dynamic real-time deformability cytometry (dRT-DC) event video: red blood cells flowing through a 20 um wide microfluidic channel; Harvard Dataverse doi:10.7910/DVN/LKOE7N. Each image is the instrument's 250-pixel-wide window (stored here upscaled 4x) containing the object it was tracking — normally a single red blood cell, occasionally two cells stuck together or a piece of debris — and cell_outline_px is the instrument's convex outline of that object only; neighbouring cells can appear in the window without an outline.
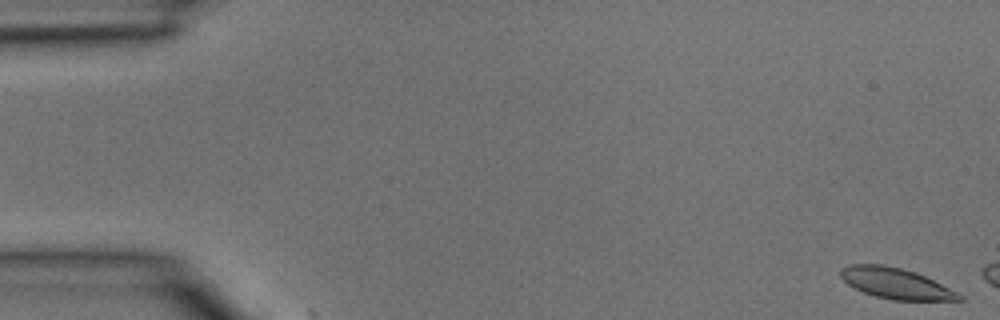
{"species": "common noctule bat (a hibernating species)", "species_latin": "Nyctalus noctula", "temperature_condition": "room temperature", "stored_images_in_passage": 3, "camera_frame_rate_fps": 3000, "um_per_image_px": 0.085, "animal": {"sex": "male", "body_mass_g": 15.6}, "frame": {"image": 1, "passage_image": 1, "time_ms": 0.0, "image_size_px": [1000, 320], "cell_outline_px": [[964, 300], [892, 300], [876, 296], [864, 292], [848, 284], [840, 276], [840, 268], [848, 264], [884, 264], [916, 272], [960, 292], [964, 296]], "centroid_in_image_um": [76.18, 24.08], "position_along_channel_um": 8.8, "area_um2": 21.33}}